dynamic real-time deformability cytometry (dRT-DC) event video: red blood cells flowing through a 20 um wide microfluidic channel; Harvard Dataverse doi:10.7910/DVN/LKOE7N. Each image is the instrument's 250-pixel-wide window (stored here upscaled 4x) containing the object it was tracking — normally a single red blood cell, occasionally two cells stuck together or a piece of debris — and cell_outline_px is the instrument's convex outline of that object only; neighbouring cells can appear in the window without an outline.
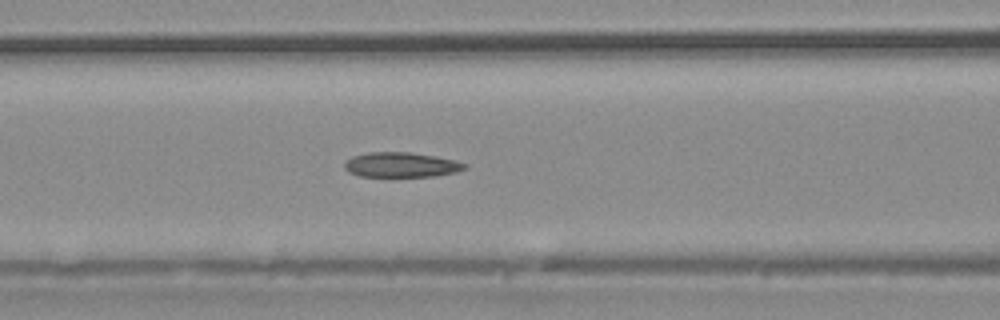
{"species": "common noctule bat (a hibernating species)", "species_latin": "Nyctalus noctula", "temperature_condition": "warm", "stored_images_in_passage": 38, "camera_frame_rate_fps": 3000, "um_per_image_px": 0.085, "animal": {"sex": "male", "body_mass_g": 20.4}, "frame": {"image": 1, "passage_image": 16, "time_ms": 5.0, "image_size_px": [1000, 320], "cell_outline_px": [[468, 168], [456, 172], [436, 176], [360, 176], [348, 172], [344, 168], [344, 164], [352, 156], [368, 152], [412, 152], [436, 156], [468, 164]], "centroid_in_image_um": [34.11, 14.0], "position_along_channel_um": 132.5, "area_um2": 17.46}}
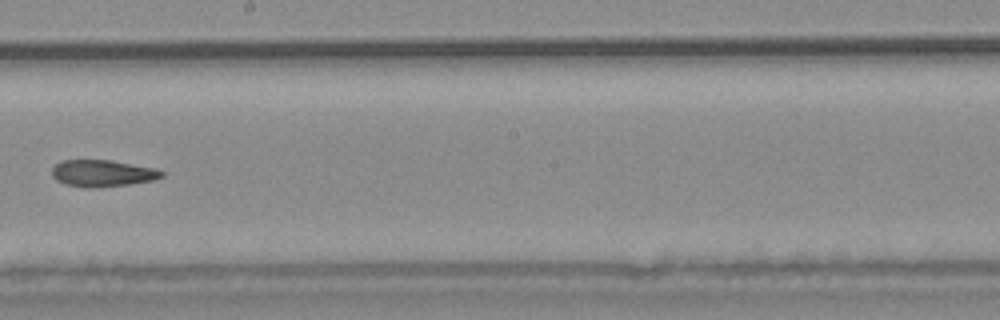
{"frame": {"image": 2, "passage_image": 22, "time_ms": 7.0, "image_size_px": [1000, 320], "cell_outline_px": [[164, 176], [152, 180], [128, 184], [92, 188], [84, 188], [64, 184], [56, 180], [52, 176], [52, 168], [60, 160], [112, 160], [156, 168], [164, 172]], "centroid_in_image_um": [8.69, 14.72], "position_along_channel_um": 239.5, "area_um2": 17.22}}
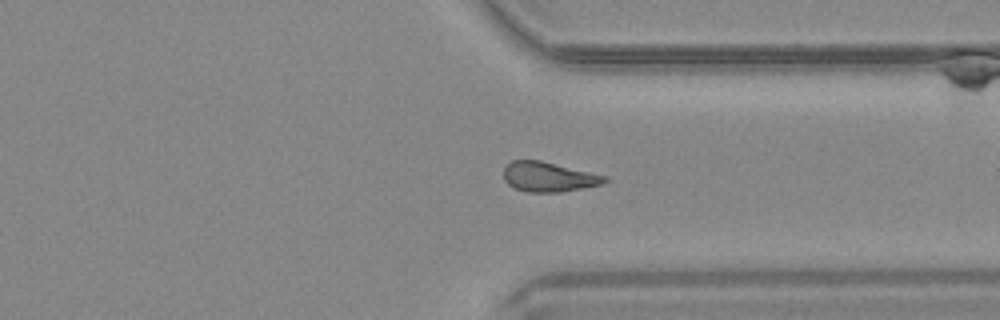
{"frame": {"image": 3, "passage_image": 29, "time_ms": 9.333, "image_size_px": [1000, 320], "cell_outline_px": [[608, 180], [600, 184], [560, 192], [528, 192], [512, 188], [504, 180], [504, 168], [512, 160], [540, 160], [608, 176]], "centroid_in_image_um": [46.6, 15.03], "position_along_channel_um": 364.8, "area_um2": 17.46}}